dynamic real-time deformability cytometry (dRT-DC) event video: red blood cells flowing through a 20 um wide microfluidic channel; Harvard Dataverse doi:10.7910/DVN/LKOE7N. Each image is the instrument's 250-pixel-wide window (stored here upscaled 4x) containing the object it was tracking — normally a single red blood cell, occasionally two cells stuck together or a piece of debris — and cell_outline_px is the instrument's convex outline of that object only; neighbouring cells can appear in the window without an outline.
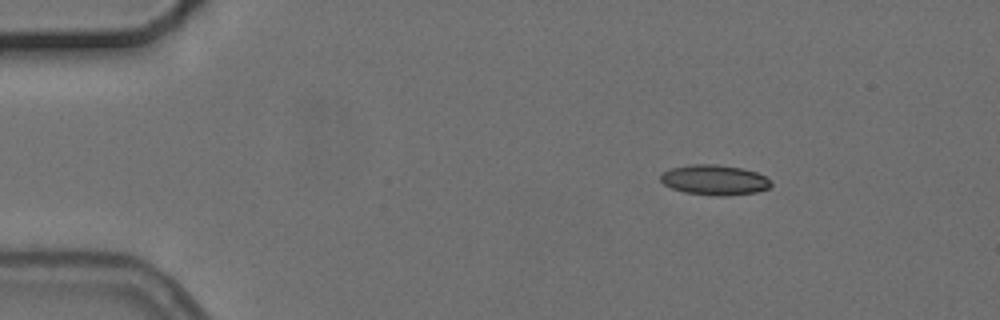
{"species": "common noctule bat (a hibernating species)", "species_latin": "Nyctalus noctula", "temperature_condition": "cold", "stored_images_in_passage": 4, "camera_frame_rate_fps": 3000, "um_per_image_px": 0.085, "animal": {"sex": "female", "body_mass_g": 24.6, "forearm_length_mm": 56.2}, "frame": {"image": 1, "passage_image": 2, "time_ms": 1.0, "image_size_px": [1000, 320], "cell_outline_px": [[772, 184], [768, 188], [756, 192], [724, 196], [720, 196], [684, 192], [672, 188], [664, 184], [660, 180], [660, 176], [664, 172], [672, 168], [692, 164], [716, 164], [744, 168], [756, 172], [772, 180]], "centroid_in_image_um": [60.76, 15.29], "position_along_channel_um": 24.2, "area_um2": 19.36}}